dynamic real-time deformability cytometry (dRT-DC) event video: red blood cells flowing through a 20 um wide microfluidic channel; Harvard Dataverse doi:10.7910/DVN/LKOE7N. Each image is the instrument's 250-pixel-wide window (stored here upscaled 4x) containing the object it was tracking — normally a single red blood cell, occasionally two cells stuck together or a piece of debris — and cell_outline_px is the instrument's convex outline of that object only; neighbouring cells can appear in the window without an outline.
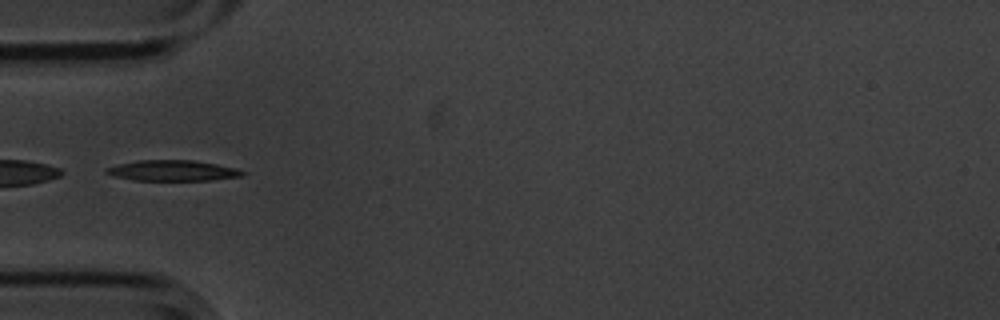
{"species": "common noctule bat (a hibernating species)", "species_latin": "Nyctalus noctula", "temperature_condition": "cold", "stored_images_in_passage": 8, "camera_frame_rate_fps": 3000, "um_per_image_px": 0.085, "animal": {"sex": "male", "body_mass_g": 20.1, "forearm_length_mm": 53.5}, "frame": {"image": 1, "passage_image": 4, "time_ms": 1.0, "image_size_px": [1000, 320], "cell_outline_px": [[248, 172], [244, 176], [212, 180], [132, 180], [112, 176], [104, 172], [104, 168], [136, 160], [192, 160], [216, 164], [236, 168]], "centroid_in_image_um": [14.68, 14.5], "position_along_channel_um": 70.3, "area_um2": 16.53}}
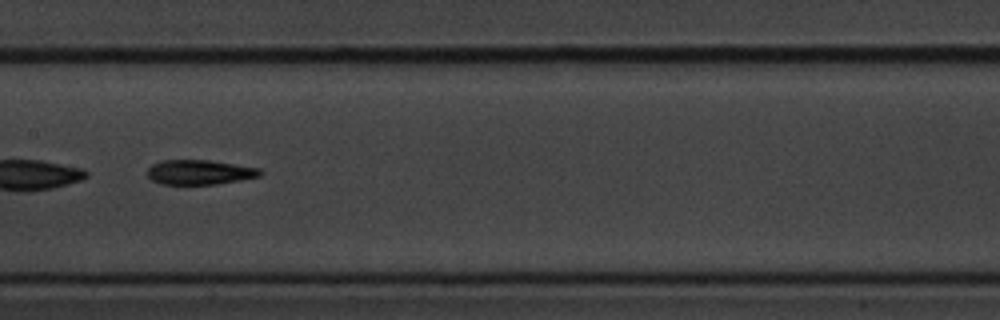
{"frame": {"image": 2, "passage_image": 7, "time_ms": 2.0, "image_size_px": [1000, 320], "cell_outline_px": [[264, 172], [260, 176], [240, 180], [216, 184], [160, 184], [152, 180], [148, 176], [148, 168], [152, 164], [160, 160], [208, 160], [260, 168]], "centroid_in_image_um": [16.96, 14.63], "position_along_channel_um": 190.4, "area_um2": 16.24}}
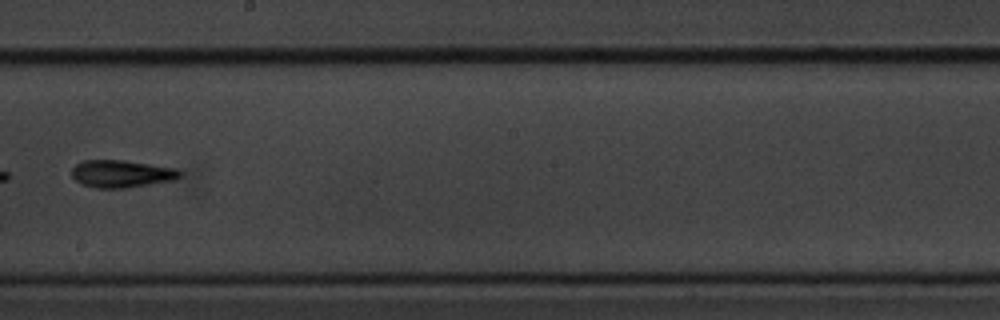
{"frame": {"image": 3, "passage_image": 8, "time_ms": 2.333, "image_size_px": [1000, 320], "cell_outline_px": [[180, 176], [172, 180], [128, 188], [96, 188], [80, 184], [72, 176], [72, 168], [76, 164], [84, 160], [124, 160], [176, 168], [180, 172]], "centroid_in_image_um": [10.29, 14.77], "position_along_channel_um": 237.9, "area_um2": 17.22}}